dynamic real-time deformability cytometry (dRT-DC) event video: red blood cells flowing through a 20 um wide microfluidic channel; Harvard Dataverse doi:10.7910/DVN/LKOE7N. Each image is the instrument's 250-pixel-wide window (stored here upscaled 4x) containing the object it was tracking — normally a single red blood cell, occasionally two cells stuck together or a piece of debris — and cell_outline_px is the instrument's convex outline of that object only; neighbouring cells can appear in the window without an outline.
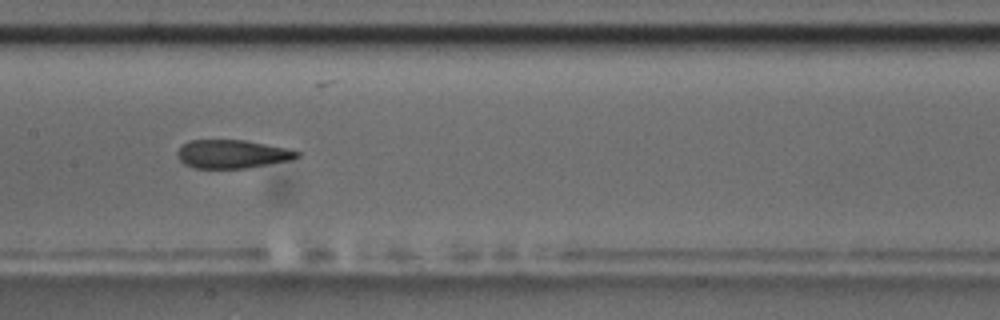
{"species": "common noctule bat (a hibernating species)", "species_latin": "Nyctalus noctula", "temperature_condition": "room temperature", "stored_images_in_passage": 13, "camera_frame_rate_fps": 3000, "um_per_image_px": 0.085, "animal": {"sex": "male", "body_mass_g": 17.5, "forearm_length_mm": 52.3}, "frame": {"image": 1, "passage_image": 8, "time_ms": 9.0, "image_size_px": [1000, 320], "cell_outline_px": [[300, 156], [292, 160], [248, 168], [192, 168], [184, 164], [176, 156], [176, 152], [180, 144], [188, 140], [244, 140], [288, 148], [300, 152]], "centroid_in_image_um": [19.71, 13.09], "position_along_channel_um": 187.7, "area_um2": 20.17}, "authors_computed_cell_mechanics": {"area_um2": 20.8658, "velocity_mm_per_s": 3.4765, "shape_relaxation_time_tau1_ms": null, "shape_relaxation_time_tau2_ms": 1.7003, "deformation_change_tau1": null, "deformation_change_tau2": 0.0614}}